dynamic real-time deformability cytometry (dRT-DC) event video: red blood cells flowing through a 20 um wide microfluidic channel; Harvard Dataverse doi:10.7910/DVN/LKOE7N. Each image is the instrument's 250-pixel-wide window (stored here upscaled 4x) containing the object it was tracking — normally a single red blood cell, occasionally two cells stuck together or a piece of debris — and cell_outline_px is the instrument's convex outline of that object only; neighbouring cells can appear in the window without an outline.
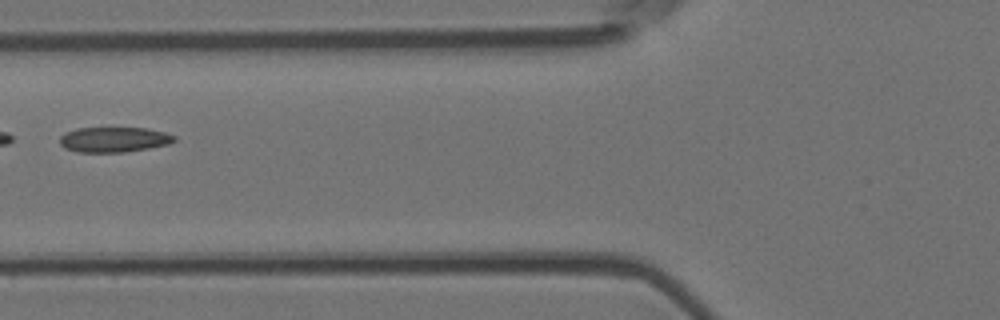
{"species": "Egyptian fruit bat (a non-hibernating species)", "species_latin": "Rousettus aegyptiacus", "temperature_condition": "room temperature", "stored_images_in_passage": 4, "camera_frame_rate_fps": 3000, "um_per_image_px": 0.085, "animal": {"sex": "female"}, "frame": {"image": 1, "passage_image": 4, "time_ms": 1.0, "image_size_px": [1000, 320], "cell_outline_px": [[176, 140], [168, 144], [148, 148], [124, 152], [76, 152], [64, 148], [60, 144], [60, 136], [64, 132], [76, 128], [148, 128], [164, 132], [176, 136]], "centroid_in_image_um": [9.65, 11.86], "position_along_channel_um": 116.1, "area_um2": 16.88}}